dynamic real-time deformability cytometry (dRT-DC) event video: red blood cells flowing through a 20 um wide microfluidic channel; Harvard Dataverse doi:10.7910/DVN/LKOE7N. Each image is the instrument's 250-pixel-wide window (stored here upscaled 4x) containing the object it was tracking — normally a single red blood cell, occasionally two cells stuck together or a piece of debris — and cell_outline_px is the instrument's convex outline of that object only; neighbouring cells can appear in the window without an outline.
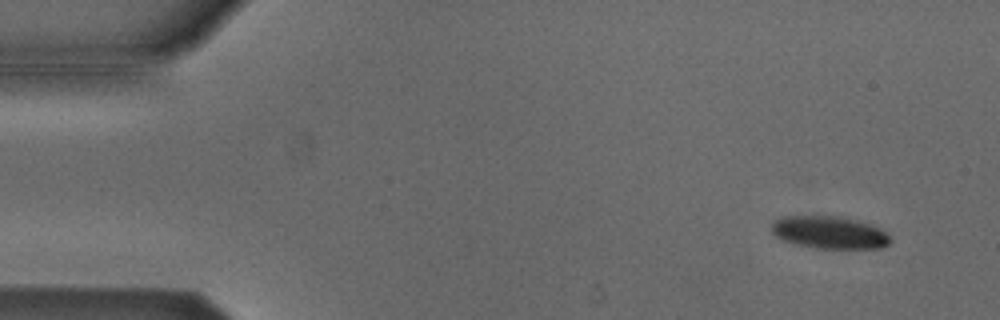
{"species": "Egyptian fruit bat (a non-hibernating species)", "species_latin": "Rousettus aegyptiacus", "temperature_condition": "cold", "stored_images_in_passage": 48, "camera_frame_rate_fps": 3000, "um_per_image_px": 0.085, "animal": {"sex": "male"}, "frame": {"image": 1, "passage_image": 4, "time_ms": 1.0, "image_size_px": [1000, 320], "cell_outline_px": [[892, 240], [888, 244], [880, 248], [812, 248], [792, 244], [780, 240], [772, 232], [772, 224], [776, 220], [784, 216], [840, 216], [856, 220], [880, 228], [892, 236]], "centroid_in_image_um": [70.5, 19.77], "position_along_channel_um": 14.5, "area_um2": 22.66}}
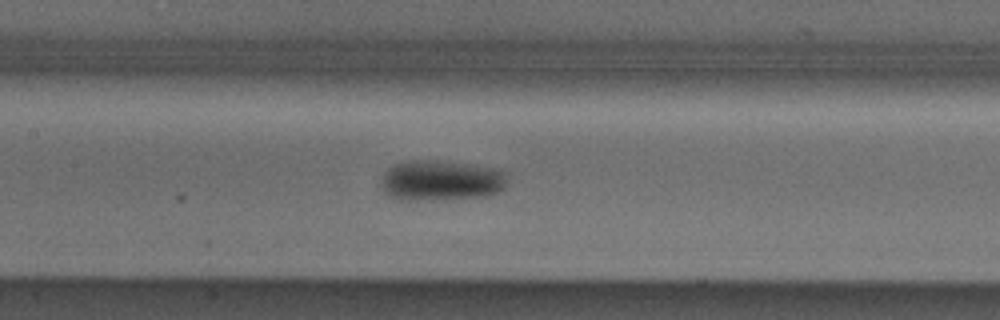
{"frame": {"image": 2, "passage_image": 25, "time_ms": 8.0, "image_size_px": [1000, 320], "cell_outline_px": [[504, 188], [488, 196], [408, 200], [400, 200], [388, 196], [384, 192], [380, 184], [384, 172], [388, 168], [396, 164], [412, 160], [416, 160], [464, 164], [492, 168], [504, 172]], "centroid_in_image_um": [37.4, 15.36], "position_along_channel_um": 170.0, "area_um2": 28.9}}
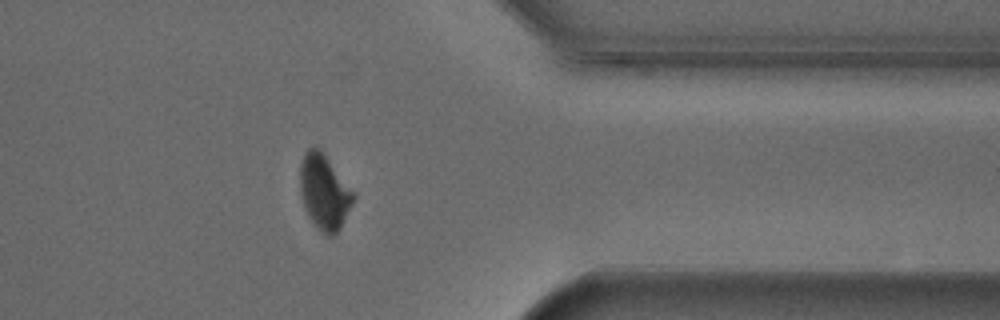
{"frame": {"image": 3, "passage_image": 43, "time_ms": 14.0, "image_size_px": [1000, 320], "cell_outline_px": [[356, 196], [340, 228], [332, 236], [328, 236], [316, 228], [308, 216], [300, 192], [300, 164], [304, 152], [308, 148], [320, 148]], "centroid_in_image_um": [27.54, 16.32], "position_along_channel_um": 383.9, "area_um2": 23.0}, "authors_computed_cell_mechanics": {"area_um2": 25.3453, "velocity_mm_per_s": 3.8036, "shape_relaxation_time_tau1_ms": 3.9351, "shape_relaxation_time_tau2_ms": null, "deformation_change_tau1": 0.0942, "deformation_change_tau2": null}}